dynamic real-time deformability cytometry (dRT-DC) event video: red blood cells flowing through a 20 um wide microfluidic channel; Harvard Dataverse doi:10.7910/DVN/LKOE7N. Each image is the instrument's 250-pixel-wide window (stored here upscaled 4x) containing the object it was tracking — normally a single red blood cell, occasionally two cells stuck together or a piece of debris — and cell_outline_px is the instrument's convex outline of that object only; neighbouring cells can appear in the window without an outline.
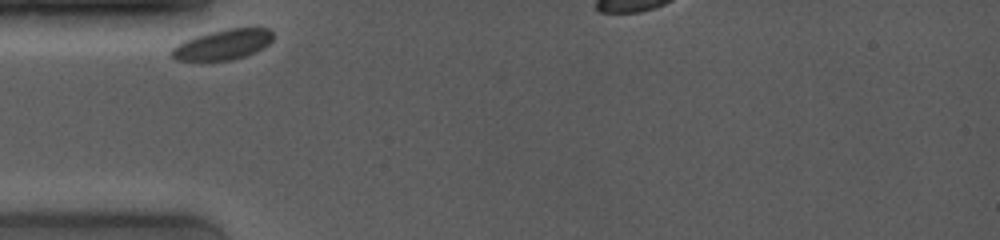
{"species": "common noctule bat (a hibernating species)", "species_latin": "Nyctalus noctula", "temperature_condition": "room temperature", "stored_images_in_passage": 5, "camera_frame_rate_fps": 4000, "um_per_image_px": 0.085, "animal": {"sex": "female", "body_mass_g": 19.0, "forearm_length_mm": 53.3}, "frame": {"image": 1, "passage_image": 1, "time_ms": 0.0, "image_size_px": [1000, 240], "cell_outline_px": [[272, 40], [268, 44], [256, 52], [232, 60], [176, 60], [172, 56], [172, 48], [176, 44], [196, 36], [228, 28], [268, 28], [272, 32]], "centroid_in_image_um": [18.96, 3.79], "position_along_channel_um": 66.0, "area_um2": 17.57}}